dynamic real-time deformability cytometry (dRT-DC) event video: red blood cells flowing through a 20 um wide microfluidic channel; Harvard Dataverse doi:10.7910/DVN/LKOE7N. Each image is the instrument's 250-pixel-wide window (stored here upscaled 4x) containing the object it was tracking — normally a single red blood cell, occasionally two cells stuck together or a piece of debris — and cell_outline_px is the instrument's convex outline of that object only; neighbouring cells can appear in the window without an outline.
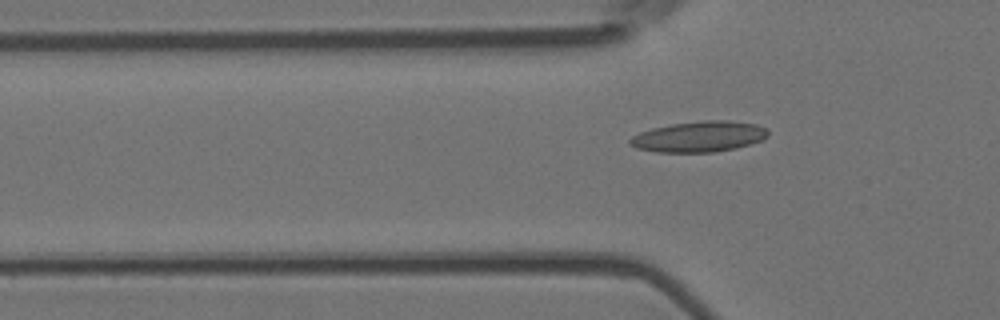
{"species": "Egyptian fruit bat (a non-hibernating species)", "species_latin": "Rousettus aegyptiacus", "temperature_condition": "room temperature", "stored_images_in_passage": 3, "camera_frame_rate_fps": 3000, "um_per_image_px": 0.085, "animal": {"sex": "female"}, "frame": {"image": 1, "passage_image": 3, "time_ms": 0.667, "image_size_px": [1000, 320], "cell_outline_px": [[768, 136], [760, 140], [736, 148], [712, 152], [656, 152], [636, 148], [628, 144], [628, 140], [632, 136], [640, 132], [652, 128], [672, 124], [700, 120], [728, 120], [756, 124], [768, 128]], "centroid_in_image_um": [59.4, 11.6], "position_along_channel_um": 66.4, "area_um2": 24.8}}